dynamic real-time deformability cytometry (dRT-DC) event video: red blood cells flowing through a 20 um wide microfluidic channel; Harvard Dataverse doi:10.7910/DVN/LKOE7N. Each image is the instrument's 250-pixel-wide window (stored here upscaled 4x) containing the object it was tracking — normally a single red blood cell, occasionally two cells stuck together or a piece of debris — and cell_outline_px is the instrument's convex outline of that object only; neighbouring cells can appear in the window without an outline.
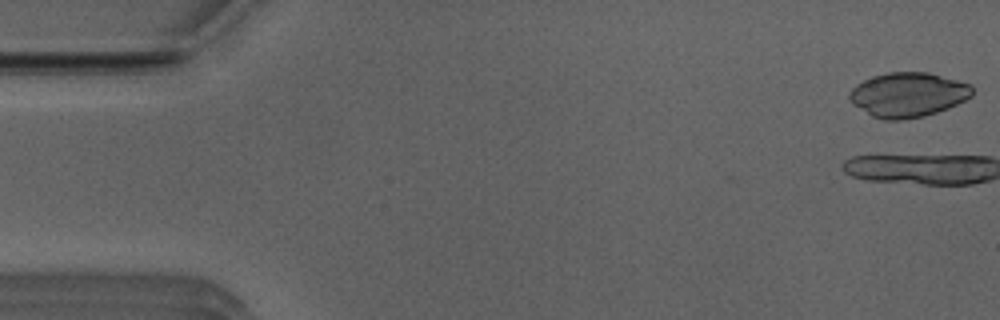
{"species": "Egyptian fruit bat (a non-hibernating species)", "species_latin": "Rousettus aegyptiacus", "temperature_condition": "room temperature", "stored_images_in_passage": 3, "camera_frame_rate_fps": 3000, "um_per_image_px": 0.085, "animal": {"sex": "male"}, "frame": {"image": 1, "passage_image": 1, "time_ms": 0.0, "image_size_px": [1000, 320], "cell_outline_px": [[972, 96], [948, 108], [924, 116], [904, 120], [884, 120], [872, 116], [852, 104], [848, 96], [848, 92], [856, 84], [872, 76], [888, 72], [928, 72], [972, 84]], "centroid_in_image_um": [77.16, 8.05], "position_along_channel_um": 7.8, "area_um2": 32.02}}